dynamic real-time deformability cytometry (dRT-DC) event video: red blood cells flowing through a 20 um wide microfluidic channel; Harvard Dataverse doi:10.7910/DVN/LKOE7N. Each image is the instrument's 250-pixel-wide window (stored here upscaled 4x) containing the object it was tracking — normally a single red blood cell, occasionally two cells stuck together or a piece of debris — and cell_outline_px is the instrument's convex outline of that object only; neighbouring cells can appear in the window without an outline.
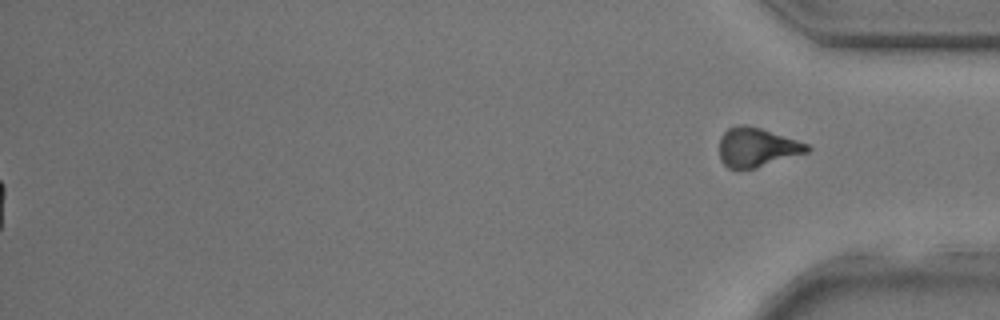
{"species": "common noctule bat (a hibernating species)", "species_latin": "Nyctalus noctula", "temperature_condition": "room temperature", "stored_images_in_passage": 37, "segment_of_instrument_passage": [2, 2], "camera_frame_rate_fps": 3000, "um_per_image_px": 0.085, "animal": {"sex": "male", "body_mass_g": 17.9, "forearm_length_mm": 54.2}, "frame": {"image": 1, "passage_image": 37, "time_ms": 12.0, "image_size_px": [1000, 320], "cell_outline_px": [[812, 148], [808, 152], [756, 168], [728, 168], [720, 160], [720, 136], [728, 128], [740, 124], [748, 124], [808, 144]], "centroid_in_image_um": [64.32, 12.51], "position_along_channel_um": 370.9, "area_um2": 19.88}}